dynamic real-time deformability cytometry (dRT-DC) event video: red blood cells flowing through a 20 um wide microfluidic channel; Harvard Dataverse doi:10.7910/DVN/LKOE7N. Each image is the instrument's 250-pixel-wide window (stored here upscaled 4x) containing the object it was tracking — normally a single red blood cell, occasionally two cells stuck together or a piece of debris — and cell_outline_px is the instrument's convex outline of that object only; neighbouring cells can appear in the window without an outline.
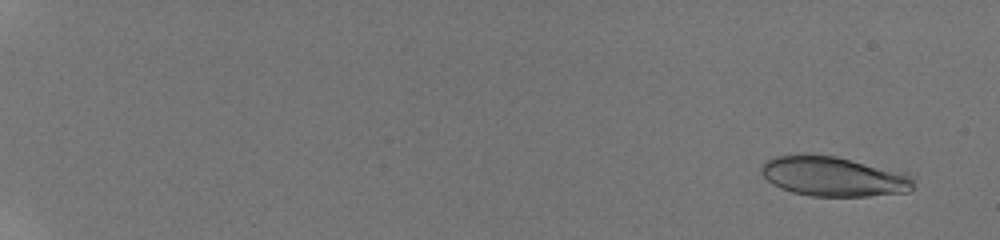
{"species": "human", "species_latin": "Homo sapiens", "temperature_condition": "room temperature", "stored_images_in_passage": 30, "camera_frame_rate_fps": 3000, "um_per_image_px": 0.085, "donor": {"sex": "male"}, "frame": {"image": 1, "passage_image": 2, "time_ms": 0.667, "image_size_px": [1000, 240], "cell_outline_px": [[912, 188], [908, 192], [868, 196], [812, 196], [792, 192], [780, 188], [772, 184], [760, 172], [760, 168], [764, 160], [776, 156], [804, 152], [836, 156], [908, 172], [912, 180]], "centroid_in_image_um": [70.81, 14.96], "position_along_channel_um": 14.2, "area_um2": 35.95}}
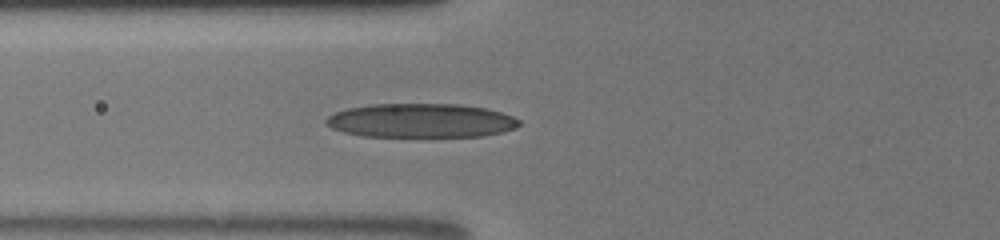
{"frame": {"image": 2, "passage_image": 26, "time_ms": 7.667, "image_size_px": [1000, 240], "cell_outline_px": [[520, 124], [516, 128], [484, 136], [364, 136], [344, 132], [332, 128], [324, 124], [324, 120], [328, 116], [336, 112], [348, 108], [368, 104], [460, 104], [488, 108], [512, 116], [520, 120]], "centroid_in_image_um": [35.77, 10.24], "position_along_channel_um": 90.0, "area_um2": 38.32}}
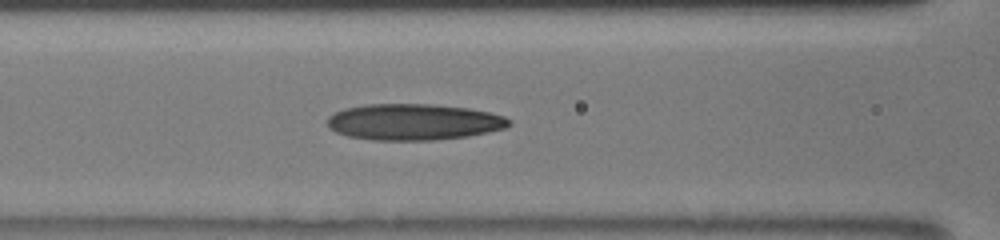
{"frame": {"image": 3, "passage_image": 30, "time_ms": 8.667, "image_size_px": [1000, 240], "cell_outline_px": [[512, 124], [504, 128], [488, 132], [468, 136], [432, 140], [372, 140], [348, 136], [336, 132], [328, 128], [328, 116], [344, 108], [368, 104], [432, 104], [468, 108], [488, 112], [504, 116], [512, 120]], "centroid_in_image_um": [35.16, 10.36], "position_along_channel_um": 131.4, "area_um2": 38.44}}